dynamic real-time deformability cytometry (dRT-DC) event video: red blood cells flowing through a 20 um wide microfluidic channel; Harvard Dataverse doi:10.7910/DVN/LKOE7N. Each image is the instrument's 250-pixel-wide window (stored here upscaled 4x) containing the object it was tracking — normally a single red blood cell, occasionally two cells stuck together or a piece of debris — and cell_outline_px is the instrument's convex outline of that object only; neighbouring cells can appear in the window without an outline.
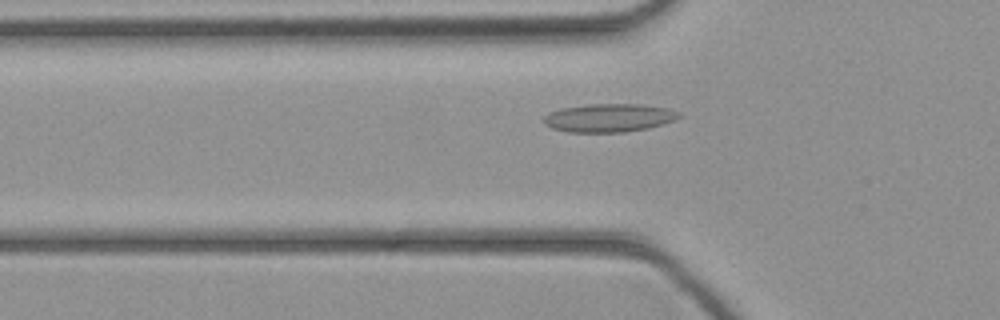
{"species": "common noctule bat (a hibernating species)", "species_latin": "Nyctalus noctula", "temperature_condition": "cold", "stored_images_in_passage": 36, "camera_frame_rate_fps": 3000, "um_per_image_px": 0.085, "animal": {"sex": "female", "body_mass_g": 21.9}, "frame": {"image": 1, "passage_image": 6, "time_ms": 1.667, "image_size_px": [1000, 320], "cell_outline_px": [[680, 116], [672, 120], [648, 128], [624, 132], [568, 132], [552, 128], [544, 124], [544, 116], [548, 112], [560, 108], [592, 104], [640, 104], [668, 108], [680, 112]], "centroid_in_image_um": [51.72, 10.01], "position_along_channel_um": 74.1, "area_um2": 22.2}}
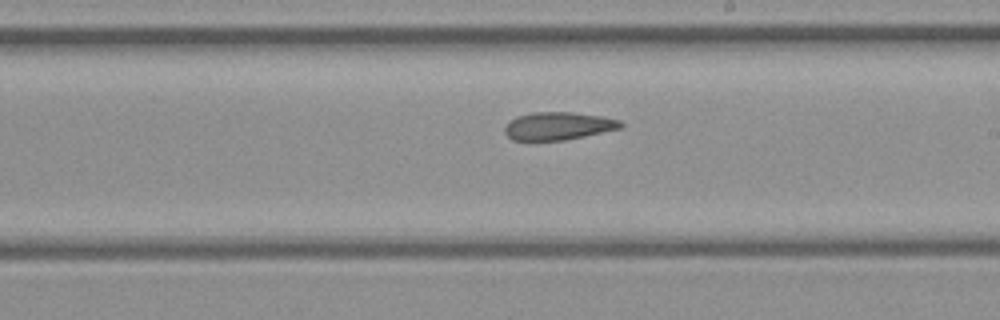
{"frame": {"image": 2, "passage_image": 17, "time_ms": 5.333, "image_size_px": [1000, 320], "cell_outline_px": [[624, 128], [564, 140], [512, 140], [504, 132], [504, 128], [508, 120], [516, 116], [532, 112], [572, 112], [600, 116], [620, 120], [624, 124]], "centroid_in_image_um": [47.44, 10.7], "position_along_channel_um": 241.6, "area_um2": 18.96}}
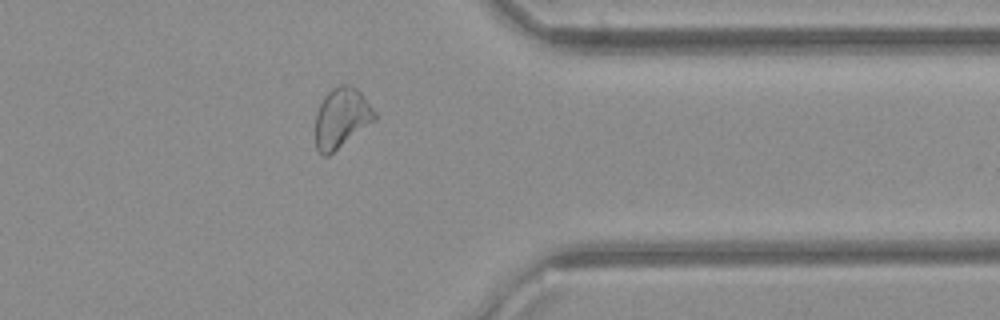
{"frame": {"image": 3, "passage_image": 27, "time_ms": 8.667, "image_size_px": [1000, 320], "cell_outline_px": [[376, 120], [328, 156], [324, 156], [316, 148], [316, 112], [324, 96], [332, 88], [340, 84], [348, 84], [356, 88], [360, 92], [376, 112]], "centroid_in_image_um": [29.03, 10.01], "position_along_channel_um": 382.4, "area_um2": 20.63}}